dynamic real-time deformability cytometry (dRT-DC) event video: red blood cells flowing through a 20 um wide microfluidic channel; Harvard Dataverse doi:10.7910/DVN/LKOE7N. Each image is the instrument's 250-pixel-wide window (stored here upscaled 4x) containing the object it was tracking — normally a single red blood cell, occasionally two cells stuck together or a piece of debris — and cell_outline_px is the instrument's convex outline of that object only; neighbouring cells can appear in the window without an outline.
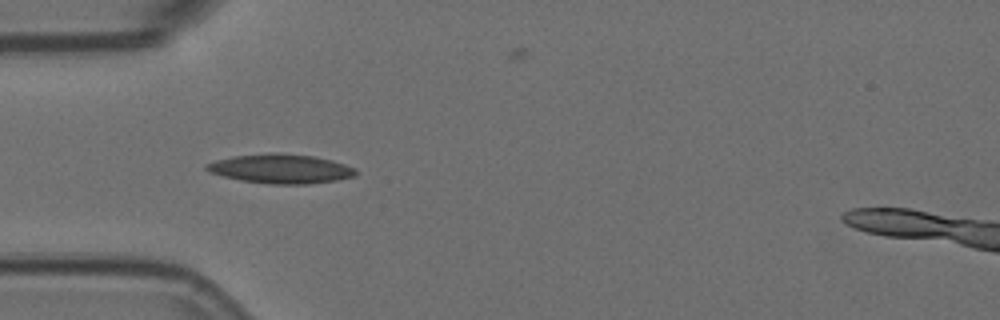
{"species": "Egyptian fruit bat (a non-hibernating species)", "species_latin": "Rousettus aegyptiacus", "temperature_condition": "room temperature", "stored_images_in_passage": 6, "camera_frame_rate_fps": 3000, "um_per_image_px": 0.085, "animal": {"sex": "female"}, "frame": {"image": 1, "passage_image": 4, "time_ms": 1.0, "image_size_px": [1000, 320], "cell_outline_px": [[356, 176], [336, 180], [308, 184], [268, 184], [240, 180], [208, 172], [204, 168], [204, 164], [216, 160], [232, 156], [272, 152], [312, 156], [332, 160], [356, 168]], "centroid_in_image_um": [23.83, 14.34], "position_along_channel_um": 61.2, "area_um2": 25.55}}
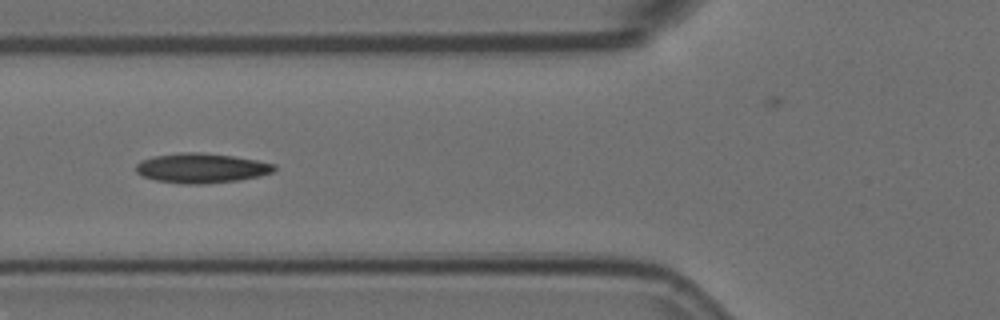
{"frame": {"image": 2, "passage_image": 5, "time_ms": 1.333, "image_size_px": [1000, 320], "cell_outline_px": [[276, 168], [272, 172], [260, 176], [236, 180], [200, 184], [184, 184], [156, 180], [144, 176], [136, 172], [136, 164], [140, 160], [156, 156], [184, 152], [200, 152], [232, 156], [256, 160], [276, 164]], "centroid_in_image_um": [17.12, 14.28], "position_along_channel_um": 108.7, "area_um2": 23.7}}
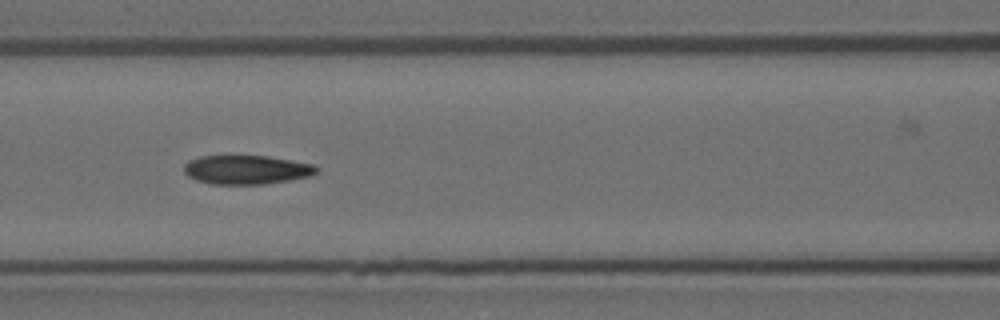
{"frame": {"image": 3, "passage_image": 6, "time_ms": 1.667, "image_size_px": [1000, 320], "cell_outline_px": [[320, 168], [312, 176], [264, 184], [212, 184], [196, 180], [188, 176], [184, 172], [184, 164], [188, 160], [200, 156], [232, 152], [268, 156], [316, 164]], "centroid_in_image_um": [20.93, 14.37], "position_along_channel_um": 145.7, "area_um2": 23.52}}